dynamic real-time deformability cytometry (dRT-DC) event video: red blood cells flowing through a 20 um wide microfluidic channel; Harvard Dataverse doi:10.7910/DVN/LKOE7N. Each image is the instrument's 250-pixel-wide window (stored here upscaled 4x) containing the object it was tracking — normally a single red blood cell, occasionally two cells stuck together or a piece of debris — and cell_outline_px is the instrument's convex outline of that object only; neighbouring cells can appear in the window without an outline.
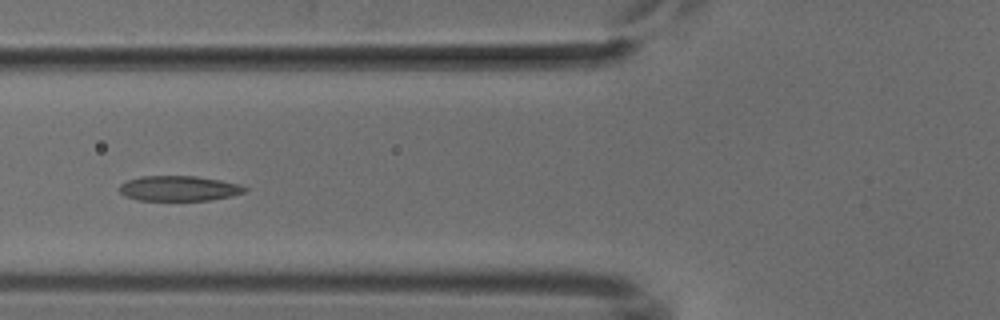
{"species": "common noctule bat (a hibernating species)", "species_latin": "Nyctalus noctula", "temperature_condition": "cold", "stored_images_in_passage": 6, "camera_frame_rate_fps": 3000, "um_per_image_px": 0.085, "animal": {"sex": "male", "body_mass_g": 18.8}, "frame": {"image": 1, "passage_image": 5, "time_ms": 4.667, "image_size_px": [1000, 320], "cell_outline_px": [[248, 188], [244, 192], [232, 196], [208, 200], [136, 200], [124, 196], [120, 192], [120, 184], [128, 180], [140, 176], [196, 176], [220, 180], [240, 184]], "centroid_in_image_um": [15.2, 16.01], "position_along_channel_um": 110.6, "area_um2": 18.38}}
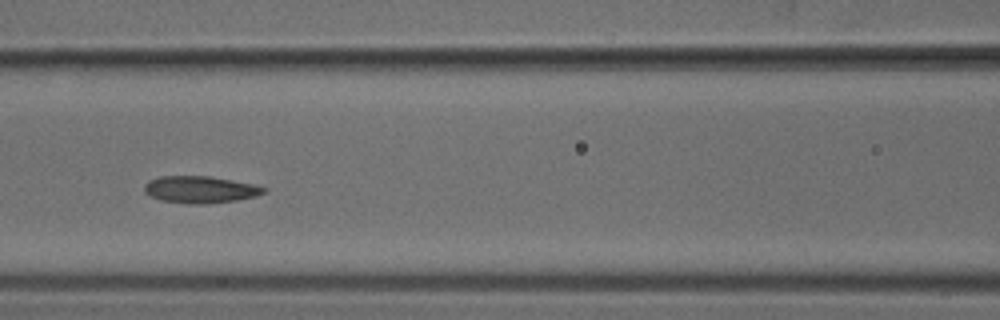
{"frame": {"image": 2, "passage_image": 6, "time_ms": 5.667, "image_size_px": [1000, 320], "cell_outline_px": [[268, 188], [264, 192], [256, 196], [236, 200], [208, 204], [188, 204], [160, 200], [144, 192], [144, 188], [148, 180], [160, 176], [208, 176], [256, 184]], "centroid_in_image_um": [17.03, 16.11], "position_along_channel_um": 149.6, "area_um2": 18.84}}